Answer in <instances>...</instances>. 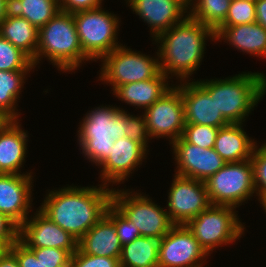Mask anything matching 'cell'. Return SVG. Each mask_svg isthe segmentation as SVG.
Returning <instances> with one entry per match:
<instances>
[{"instance_id":"cell-1","label":"cell","mask_w":266,"mask_h":267,"mask_svg":"<svg viewBox=\"0 0 266 267\" xmlns=\"http://www.w3.org/2000/svg\"><path fill=\"white\" fill-rule=\"evenodd\" d=\"M68 186L50 191L40 211L60 228L79 240L106 214L112 203V189Z\"/></svg>"},{"instance_id":"cell-2","label":"cell","mask_w":266,"mask_h":267,"mask_svg":"<svg viewBox=\"0 0 266 267\" xmlns=\"http://www.w3.org/2000/svg\"><path fill=\"white\" fill-rule=\"evenodd\" d=\"M184 17V20L154 39L156 43H161L156 52L161 73L167 77L168 74H175L183 82L199 68L204 56L205 40L208 37L215 39V31L211 27L192 19L188 14Z\"/></svg>"},{"instance_id":"cell-3","label":"cell","mask_w":266,"mask_h":267,"mask_svg":"<svg viewBox=\"0 0 266 267\" xmlns=\"http://www.w3.org/2000/svg\"><path fill=\"white\" fill-rule=\"evenodd\" d=\"M197 82L214 98L217 110L229 123L245 121V116L266 93V76L258 72Z\"/></svg>"},{"instance_id":"cell-4","label":"cell","mask_w":266,"mask_h":267,"mask_svg":"<svg viewBox=\"0 0 266 267\" xmlns=\"http://www.w3.org/2000/svg\"><path fill=\"white\" fill-rule=\"evenodd\" d=\"M41 56L64 72L73 71L82 61L90 60L82 51L73 14L60 11L39 29L34 67L40 63Z\"/></svg>"},{"instance_id":"cell-5","label":"cell","mask_w":266,"mask_h":267,"mask_svg":"<svg viewBox=\"0 0 266 267\" xmlns=\"http://www.w3.org/2000/svg\"><path fill=\"white\" fill-rule=\"evenodd\" d=\"M124 129H127L125 110L110 105L91 110L83 118L78 131L83 154L100 166L109 156L114 141L126 137Z\"/></svg>"},{"instance_id":"cell-6","label":"cell","mask_w":266,"mask_h":267,"mask_svg":"<svg viewBox=\"0 0 266 267\" xmlns=\"http://www.w3.org/2000/svg\"><path fill=\"white\" fill-rule=\"evenodd\" d=\"M76 31L83 53L92 61L119 47L117 29L119 20L102 7L73 13Z\"/></svg>"},{"instance_id":"cell-7","label":"cell","mask_w":266,"mask_h":267,"mask_svg":"<svg viewBox=\"0 0 266 267\" xmlns=\"http://www.w3.org/2000/svg\"><path fill=\"white\" fill-rule=\"evenodd\" d=\"M204 182L211 205L236 208L256 192L251 159L226 163Z\"/></svg>"},{"instance_id":"cell-8","label":"cell","mask_w":266,"mask_h":267,"mask_svg":"<svg viewBox=\"0 0 266 267\" xmlns=\"http://www.w3.org/2000/svg\"><path fill=\"white\" fill-rule=\"evenodd\" d=\"M234 209L232 206L210 205L186 224L208 255L214 248L241 238L245 228Z\"/></svg>"},{"instance_id":"cell-9","label":"cell","mask_w":266,"mask_h":267,"mask_svg":"<svg viewBox=\"0 0 266 267\" xmlns=\"http://www.w3.org/2000/svg\"><path fill=\"white\" fill-rule=\"evenodd\" d=\"M131 194V195H130ZM112 204L140 231L144 237L163 238L174 226L167 210L141 193L112 190Z\"/></svg>"},{"instance_id":"cell-10","label":"cell","mask_w":266,"mask_h":267,"mask_svg":"<svg viewBox=\"0 0 266 267\" xmlns=\"http://www.w3.org/2000/svg\"><path fill=\"white\" fill-rule=\"evenodd\" d=\"M120 45L103 56L100 80L118 87L132 82L155 78L160 72L159 58L152 59Z\"/></svg>"},{"instance_id":"cell-11","label":"cell","mask_w":266,"mask_h":267,"mask_svg":"<svg viewBox=\"0 0 266 267\" xmlns=\"http://www.w3.org/2000/svg\"><path fill=\"white\" fill-rule=\"evenodd\" d=\"M143 115L150 138L169 137L172 144L182 136L186 125L181 91L172 87Z\"/></svg>"},{"instance_id":"cell-12","label":"cell","mask_w":266,"mask_h":267,"mask_svg":"<svg viewBox=\"0 0 266 267\" xmlns=\"http://www.w3.org/2000/svg\"><path fill=\"white\" fill-rule=\"evenodd\" d=\"M168 196V215L174 225H186L210 205L204 181L174 175Z\"/></svg>"},{"instance_id":"cell-13","label":"cell","mask_w":266,"mask_h":267,"mask_svg":"<svg viewBox=\"0 0 266 267\" xmlns=\"http://www.w3.org/2000/svg\"><path fill=\"white\" fill-rule=\"evenodd\" d=\"M206 256L186 225H174L160 239L158 267H202Z\"/></svg>"},{"instance_id":"cell-14","label":"cell","mask_w":266,"mask_h":267,"mask_svg":"<svg viewBox=\"0 0 266 267\" xmlns=\"http://www.w3.org/2000/svg\"><path fill=\"white\" fill-rule=\"evenodd\" d=\"M18 240L29 249L59 248L67 250L71 255L78 249V240L40 210L19 227Z\"/></svg>"},{"instance_id":"cell-15","label":"cell","mask_w":266,"mask_h":267,"mask_svg":"<svg viewBox=\"0 0 266 267\" xmlns=\"http://www.w3.org/2000/svg\"><path fill=\"white\" fill-rule=\"evenodd\" d=\"M177 163L175 174L206 181L227 162L214 150L188 143L182 136L172 143Z\"/></svg>"},{"instance_id":"cell-16","label":"cell","mask_w":266,"mask_h":267,"mask_svg":"<svg viewBox=\"0 0 266 267\" xmlns=\"http://www.w3.org/2000/svg\"><path fill=\"white\" fill-rule=\"evenodd\" d=\"M32 177L30 173H0V213L7 216L18 227L29 218L27 216L32 201Z\"/></svg>"},{"instance_id":"cell-17","label":"cell","mask_w":266,"mask_h":267,"mask_svg":"<svg viewBox=\"0 0 266 267\" xmlns=\"http://www.w3.org/2000/svg\"><path fill=\"white\" fill-rule=\"evenodd\" d=\"M181 91L186 124H203L221 128L230 124L217 110L214 98L197 82L176 86Z\"/></svg>"},{"instance_id":"cell-18","label":"cell","mask_w":266,"mask_h":267,"mask_svg":"<svg viewBox=\"0 0 266 267\" xmlns=\"http://www.w3.org/2000/svg\"><path fill=\"white\" fill-rule=\"evenodd\" d=\"M129 6L148 23L153 38L185 18L189 0H127ZM183 18V19H182Z\"/></svg>"},{"instance_id":"cell-19","label":"cell","mask_w":266,"mask_h":267,"mask_svg":"<svg viewBox=\"0 0 266 267\" xmlns=\"http://www.w3.org/2000/svg\"><path fill=\"white\" fill-rule=\"evenodd\" d=\"M146 149L139 143L127 137H120L114 141L107 159L100 165L101 179L104 185L120 183L129 177L131 171L140 165L145 156ZM105 181V182H104Z\"/></svg>"},{"instance_id":"cell-20","label":"cell","mask_w":266,"mask_h":267,"mask_svg":"<svg viewBox=\"0 0 266 267\" xmlns=\"http://www.w3.org/2000/svg\"><path fill=\"white\" fill-rule=\"evenodd\" d=\"M17 119H7L0 127V173L21 174L28 135Z\"/></svg>"},{"instance_id":"cell-21","label":"cell","mask_w":266,"mask_h":267,"mask_svg":"<svg viewBox=\"0 0 266 267\" xmlns=\"http://www.w3.org/2000/svg\"><path fill=\"white\" fill-rule=\"evenodd\" d=\"M78 249L88 255L120 260L122 244L114 223L105 215L79 240Z\"/></svg>"},{"instance_id":"cell-22","label":"cell","mask_w":266,"mask_h":267,"mask_svg":"<svg viewBox=\"0 0 266 267\" xmlns=\"http://www.w3.org/2000/svg\"><path fill=\"white\" fill-rule=\"evenodd\" d=\"M243 123H230L218 130L214 150L227 162L250 160L257 143L250 139Z\"/></svg>"},{"instance_id":"cell-23","label":"cell","mask_w":266,"mask_h":267,"mask_svg":"<svg viewBox=\"0 0 266 267\" xmlns=\"http://www.w3.org/2000/svg\"><path fill=\"white\" fill-rule=\"evenodd\" d=\"M219 39L229 41V44L250 55L266 56V29L258 22L219 26L215 30V40Z\"/></svg>"},{"instance_id":"cell-24","label":"cell","mask_w":266,"mask_h":267,"mask_svg":"<svg viewBox=\"0 0 266 267\" xmlns=\"http://www.w3.org/2000/svg\"><path fill=\"white\" fill-rule=\"evenodd\" d=\"M167 79L160 72L155 78L118 86L113 93L121 101L146 110L172 88Z\"/></svg>"},{"instance_id":"cell-25","label":"cell","mask_w":266,"mask_h":267,"mask_svg":"<svg viewBox=\"0 0 266 267\" xmlns=\"http://www.w3.org/2000/svg\"><path fill=\"white\" fill-rule=\"evenodd\" d=\"M58 12L59 0H6V18H25L38 30Z\"/></svg>"},{"instance_id":"cell-26","label":"cell","mask_w":266,"mask_h":267,"mask_svg":"<svg viewBox=\"0 0 266 267\" xmlns=\"http://www.w3.org/2000/svg\"><path fill=\"white\" fill-rule=\"evenodd\" d=\"M39 30L22 17L5 18L0 23V36L21 49L32 60L36 58Z\"/></svg>"},{"instance_id":"cell-27","label":"cell","mask_w":266,"mask_h":267,"mask_svg":"<svg viewBox=\"0 0 266 267\" xmlns=\"http://www.w3.org/2000/svg\"><path fill=\"white\" fill-rule=\"evenodd\" d=\"M160 239L140 236L122 246L120 267H158Z\"/></svg>"},{"instance_id":"cell-28","label":"cell","mask_w":266,"mask_h":267,"mask_svg":"<svg viewBox=\"0 0 266 267\" xmlns=\"http://www.w3.org/2000/svg\"><path fill=\"white\" fill-rule=\"evenodd\" d=\"M26 74L28 71H0V113L6 119L18 120L15 104Z\"/></svg>"},{"instance_id":"cell-29","label":"cell","mask_w":266,"mask_h":267,"mask_svg":"<svg viewBox=\"0 0 266 267\" xmlns=\"http://www.w3.org/2000/svg\"><path fill=\"white\" fill-rule=\"evenodd\" d=\"M189 0L191 10L188 15L198 22L211 27L214 31L224 22L227 17L231 0ZM193 4V5H192Z\"/></svg>"},{"instance_id":"cell-30","label":"cell","mask_w":266,"mask_h":267,"mask_svg":"<svg viewBox=\"0 0 266 267\" xmlns=\"http://www.w3.org/2000/svg\"><path fill=\"white\" fill-rule=\"evenodd\" d=\"M33 60L21 49L0 36V71H30Z\"/></svg>"},{"instance_id":"cell-31","label":"cell","mask_w":266,"mask_h":267,"mask_svg":"<svg viewBox=\"0 0 266 267\" xmlns=\"http://www.w3.org/2000/svg\"><path fill=\"white\" fill-rule=\"evenodd\" d=\"M256 22L255 2L231 0L229 11L220 26H236Z\"/></svg>"},{"instance_id":"cell-32","label":"cell","mask_w":266,"mask_h":267,"mask_svg":"<svg viewBox=\"0 0 266 267\" xmlns=\"http://www.w3.org/2000/svg\"><path fill=\"white\" fill-rule=\"evenodd\" d=\"M219 128L203 124H186L182 137L188 142L202 148H214Z\"/></svg>"},{"instance_id":"cell-33","label":"cell","mask_w":266,"mask_h":267,"mask_svg":"<svg viewBox=\"0 0 266 267\" xmlns=\"http://www.w3.org/2000/svg\"><path fill=\"white\" fill-rule=\"evenodd\" d=\"M115 225L116 233L122 246L140 237V231L112 203L105 214Z\"/></svg>"},{"instance_id":"cell-34","label":"cell","mask_w":266,"mask_h":267,"mask_svg":"<svg viewBox=\"0 0 266 267\" xmlns=\"http://www.w3.org/2000/svg\"><path fill=\"white\" fill-rule=\"evenodd\" d=\"M255 146L251 157L254 169V182L259 201L266 198V143L259 149ZM258 191V192H257Z\"/></svg>"},{"instance_id":"cell-35","label":"cell","mask_w":266,"mask_h":267,"mask_svg":"<svg viewBox=\"0 0 266 267\" xmlns=\"http://www.w3.org/2000/svg\"><path fill=\"white\" fill-rule=\"evenodd\" d=\"M41 262L48 267H70L71 254L59 248L30 249Z\"/></svg>"},{"instance_id":"cell-36","label":"cell","mask_w":266,"mask_h":267,"mask_svg":"<svg viewBox=\"0 0 266 267\" xmlns=\"http://www.w3.org/2000/svg\"><path fill=\"white\" fill-rule=\"evenodd\" d=\"M142 116L137 117V116L127 114L126 112L127 129H124V131H125L127 138L141 144L147 150L148 148L147 140L149 139L148 137H150V135L147 130L145 117L144 115Z\"/></svg>"},{"instance_id":"cell-37","label":"cell","mask_w":266,"mask_h":267,"mask_svg":"<svg viewBox=\"0 0 266 267\" xmlns=\"http://www.w3.org/2000/svg\"><path fill=\"white\" fill-rule=\"evenodd\" d=\"M70 267H120L117 258L88 255L79 249L71 256Z\"/></svg>"},{"instance_id":"cell-38","label":"cell","mask_w":266,"mask_h":267,"mask_svg":"<svg viewBox=\"0 0 266 267\" xmlns=\"http://www.w3.org/2000/svg\"><path fill=\"white\" fill-rule=\"evenodd\" d=\"M9 249L16 255L19 267H48L23 243L17 240Z\"/></svg>"},{"instance_id":"cell-39","label":"cell","mask_w":266,"mask_h":267,"mask_svg":"<svg viewBox=\"0 0 266 267\" xmlns=\"http://www.w3.org/2000/svg\"><path fill=\"white\" fill-rule=\"evenodd\" d=\"M19 227L0 213V240L9 248L18 240Z\"/></svg>"},{"instance_id":"cell-40","label":"cell","mask_w":266,"mask_h":267,"mask_svg":"<svg viewBox=\"0 0 266 267\" xmlns=\"http://www.w3.org/2000/svg\"><path fill=\"white\" fill-rule=\"evenodd\" d=\"M60 11L75 13L78 11L96 9L101 6L103 0H59Z\"/></svg>"},{"instance_id":"cell-41","label":"cell","mask_w":266,"mask_h":267,"mask_svg":"<svg viewBox=\"0 0 266 267\" xmlns=\"http://www.w3.org/2000/svg\"><path fill=\"white\" fill-rule=\"evenodd\" d=\"M256 6V22L266 29V0H257Z\"/></svg>"},{"instance_id":"cell-42","label":"cell","mask_w":266,"mask_h":267,"mask_svg":"<svg viewBox=\"0 0 266 267\" xmlns=\"http://www.w3.org/2000/svg\"><path fill=\"white\" fill-rule=\"evenodd\" d=\"M0 267H19L16 255L10 249L0 257Z\"/></svg>"},{"instance_id":"cell-43","label":"cell","mask_w":266,"mask_h":267,"mask_svg":"<svg viewBox=\"0 0 266 267\" xmlns=\"http://www.w3.org/2000/svg\"><path fill=\"white\" fill-rule=\"evenodd\" d=\"M5 9H6V0H0V23L6 18Z\"/></svg>"},{"instance_id":"cell-44","label":"cell","mask_w":266,"mask_h":267,"mask_svg":"<svg viewBox=\"0 0 266 267\" xmlns=\"http://www.w3.org/2000/svg\"><path fill=\"white\" fill-rule=\"evenodd\" d=\"M9 248L0 240V257L8 250Z\"/></svg>"},{"instance_id":"cell-45","label":"cell","mask_w":266,"mask_h":267,"mask_svg":"<svg viewBox=\"0 0 266 267\" xmlns=\"http://www.w3.org/2000/svg\"><path fill=\"white\" fill-rule=\"evenodd\" d=\"M6 120L7 119L0 113V127L4 124Z\"/></svg>"},{"instance_id":"cell-46","label":"cell","mask_w":266,"mask_h":267,"mask_svg":"<svg viewBox=\"0 0 266 267\" xmlns=\"http://www.w3.org/2000/svg\"><path fill=\"white\" fill-rule=\"evenodd\" d=\"M260 203L262 204V206H263V208H264V210H265V212H266V198H265V199H262V200L260 201Z\"/></svg>"},{"instance_id":"cell-47","label":"cell","mask_w":266,"mask_h":267,"mask_svg":"<svg viewBox=\"0 0 266 267\" xmlns=\"http://www.w3.org/2000/svg\"><path fill=\"white\" fill-rule=\"evenodd\" d=\"M243 1H251V2H256L257 0H243Z\"/></svg>"}]
</instances>
